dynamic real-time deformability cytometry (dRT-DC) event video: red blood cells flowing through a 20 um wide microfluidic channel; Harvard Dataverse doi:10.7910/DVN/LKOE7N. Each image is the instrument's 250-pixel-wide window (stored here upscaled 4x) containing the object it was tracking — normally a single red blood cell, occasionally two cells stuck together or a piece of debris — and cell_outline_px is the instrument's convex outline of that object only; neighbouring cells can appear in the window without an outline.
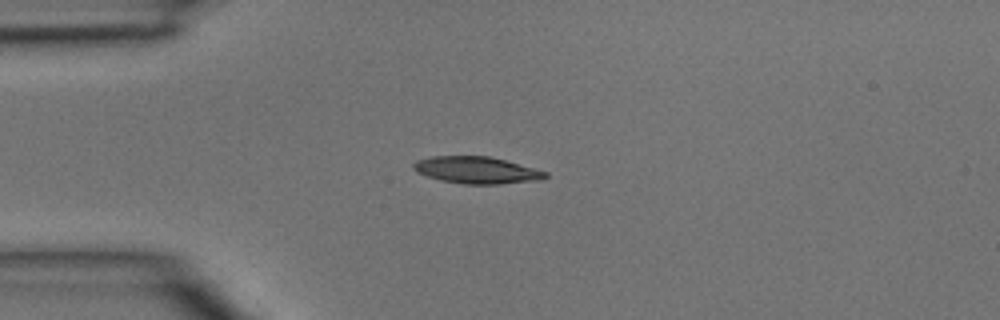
{"species": "common noctule bat (a hibernating species)", "species_latin": "Nyctalus noctula", "temperature_condition": "room temperature", "stored_images_in_passage": 3, "camera_frame_rate_fps": 3000, "um_per_image_px": 0.085, "animal": {"sex": "male", "body_mass_g": 15.6}, "frame": {"image": 1, "passage_image": 3, "time_ms": 0.667, "image_size_px": [1000, 320], "cell_outline_px": [[548, 176], [540, 180], [500, 184], [464, 184], [440, 180], [416, 172], [412, 168], [412, 164], [416, 160], [432, 156], [488, 156], [504, 160], [548, 172]], "centroid_in_image_um": [40.49, 14.46], "position_along_channel_um": 44.5, "area_um2": 20.63}}